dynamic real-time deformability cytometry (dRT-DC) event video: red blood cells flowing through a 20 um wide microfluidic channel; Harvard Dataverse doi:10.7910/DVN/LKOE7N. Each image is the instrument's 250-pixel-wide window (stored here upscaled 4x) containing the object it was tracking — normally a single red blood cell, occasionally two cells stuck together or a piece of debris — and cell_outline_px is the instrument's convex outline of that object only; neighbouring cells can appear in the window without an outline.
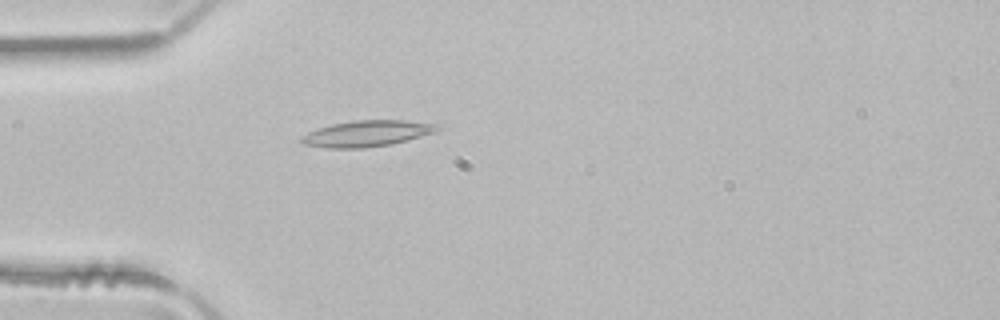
{"species": "common noctule bat (a hibernating species)", "species_latin": "Nyctalus noctula", "temperature_condition": "room temperature", "stored_images_in_passage": 2, "camera_frame_rate_fps": 3000, "um_per_image_px": 0.085, "animal": {"sex": "male", "body_mass_g": 21.5, "forearm_length_mm": 52.0}, "frame": {"image": 1, "passage_image": 2, "time_ms": 0.333, "image_size_px": [1000, 320], "cell_outline_px": [[444, 124], [436, 132], [392, 144], [364, 148], [328, 148], [304, 144], [300, 140], [300, 136], [308, 132], [332, 124], [356, 120], [404, 120]], "centroid_in_image_um": [31.25, 11.34], "position_along_channel_um": 53.8, "area_um2": 20.75}}